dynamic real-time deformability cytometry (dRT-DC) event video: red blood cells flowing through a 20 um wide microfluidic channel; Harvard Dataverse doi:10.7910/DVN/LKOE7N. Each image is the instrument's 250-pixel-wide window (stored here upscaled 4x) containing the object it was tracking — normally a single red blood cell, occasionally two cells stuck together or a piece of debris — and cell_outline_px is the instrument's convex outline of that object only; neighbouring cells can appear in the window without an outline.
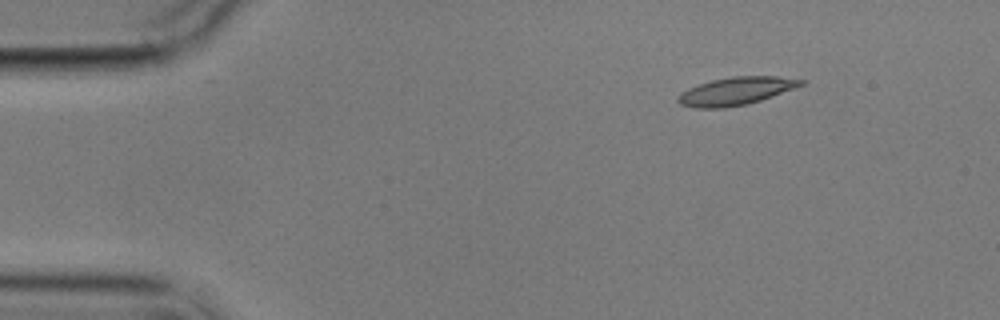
{"species": "common noctule bat (a hibernating species)", "species_latin": "Nyctalus noctula", "temperature_condition": "cold", "stored_images_in_passage": 8, "camera_frame_rate_fps": 3000, "um_per_image_px": 0.085, "animal": {"sex": "male", "body_mass_g": 17.9}, "frame": {"image": 1, "passage_image": 2, "time_ms": 2.333, "image_size_px": [1000, 320], "cell_outline_px": [[804, 84], [796, 88], [748, 104], [724, 108], [696, 108], [680, 104], [676, 100], [680, 92], [688, 88], [712, 80], [732, 76], [776, 76], [804, 80]], "centroid_in_image_um": [62.54, 7.74], "position_along_channel_um": 22.5, "area_um2": 19.94}}
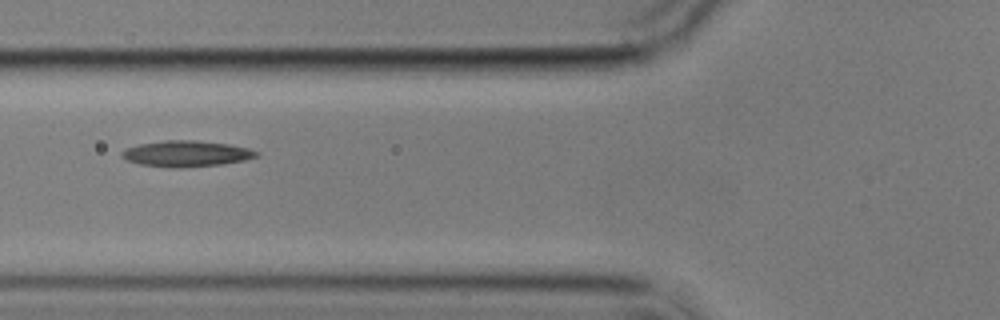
{"frame": {"image": 2, "passage_image": 6, "time_ms": 7.0, "image_size_px": [1000, 320], "cell_outline_px": [[260, 156], [244, 160], [220, 164], [176, 168], [172, 168], [140, 164], [128, 160], [120, 156], [120, 152], [128, 148], [140, 144], [164, 140], [196, 140], [228, 144], [248, 148], [260, 152]], "centroid_in_image_um": [15.86, 13.06], "position_along_channel_um": 109.9, "area_um2": 20.29}}
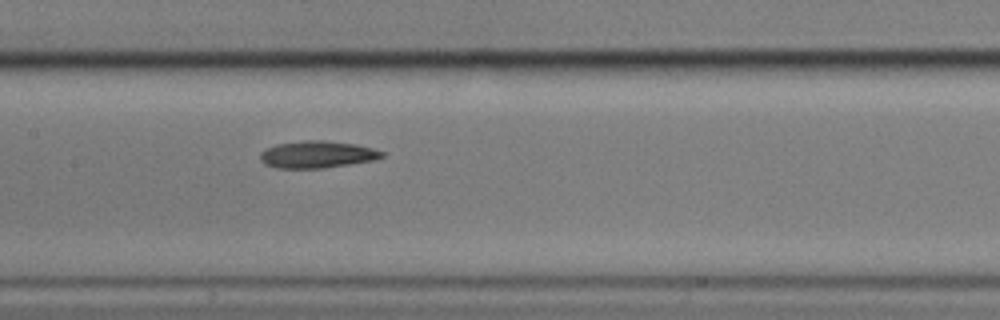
{"frame": {"image": 3, "passage_image": 8, "time_ms": 9.0, "image_size_px": [1000, 320], "cell_outline_px": [[384, 156], [376, 160], [324, 168], [276, 168], [264, 164], [260, 160], [260, 152], [276, 144], [304, 140], [324, 140], [356, 144], [372, 148], [384, 152]], "centroid_in_image_um": [26.96, 13.13], "position_along_channel_um": 180.4, "area_um2": 19.31}}